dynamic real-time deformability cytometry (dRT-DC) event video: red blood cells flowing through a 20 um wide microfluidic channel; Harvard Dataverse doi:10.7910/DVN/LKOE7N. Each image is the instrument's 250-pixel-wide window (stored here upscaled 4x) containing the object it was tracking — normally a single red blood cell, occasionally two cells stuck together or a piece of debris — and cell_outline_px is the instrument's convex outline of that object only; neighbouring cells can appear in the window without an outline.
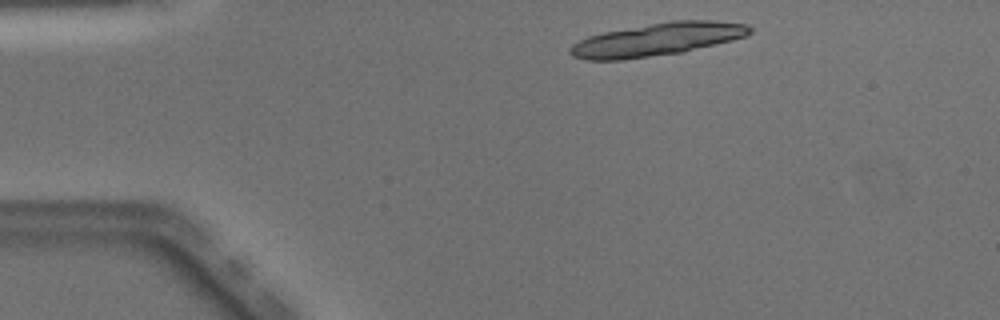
{"species": "Egyptian fruit bat (a non-hibernating species)", "species_latin": "Rousettus aegyptiacus", "temperature_condition": "warm", "stored_images_in_passage": 12, "camera_frame_rate_fps": 3000, "um_per_image_px": 0.085, "animal": {"sex": "male"}, "frame": {"image": 1, "passage_image": 3, "time_ms": 0.667, "image_size_px": [1000, 320], "cell_outline_px": [[752, 32], [744, 36], [732, 40], [684, 52], [624, 60], [588, 60], [572, 56], [568, 52], [568, 48], [572, 44], [588, 36], [604, 32], [672, 20], [712, 20], [748, 24], [752, 28]], "centroid_in_image_um": [55.85, 3.36], "position_along_channel_um": 29.2, "area_um2": 34.45}}